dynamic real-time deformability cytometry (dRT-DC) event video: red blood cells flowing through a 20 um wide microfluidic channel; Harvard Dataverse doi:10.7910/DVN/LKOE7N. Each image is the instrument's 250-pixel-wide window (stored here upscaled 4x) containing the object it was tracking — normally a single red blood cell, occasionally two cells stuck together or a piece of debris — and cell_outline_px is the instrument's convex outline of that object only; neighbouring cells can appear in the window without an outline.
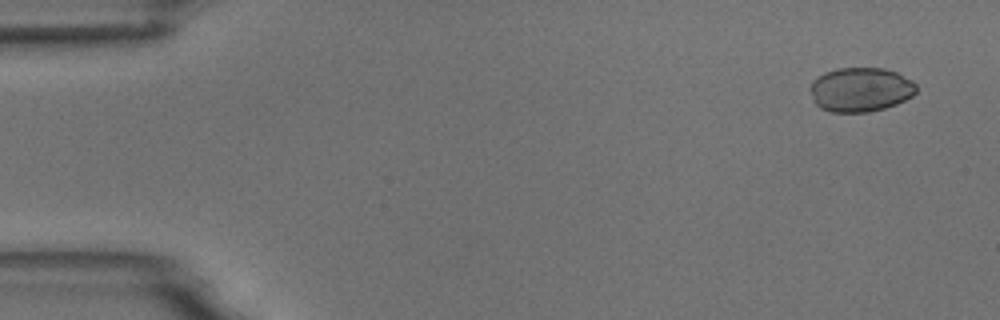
{"species": "common noctule bat (a hibernating species)", "species_latin": "Nyctalus noctula", "temperature_condition": "room temperature", "stored_images_in_passage": 4, "camera_frame_rate_fps": 3000, "um_per_image_px": 0.085, "animal": {"sex": "male", "body_mass_g": 18.8}, "frame": {"image": 1, "passage_image": 1, "time_ms": 0.0, "image_size_px": [1000, 320], "cell_outline_px": [[916, 92], [912, 96], [896, 104], [884, 108], [868, 112], [832, 112], [820, 108], [816, 104], [808, 88], [812, 80], [816, 76], [824, 72], [836, 68], [884, 68], [896, 72], [912, 80], [916, 84]], "centroid_in_image_um": [73.11, 7.6], "position_along_channel_um": 11.9, "area_um2": 27.63}}
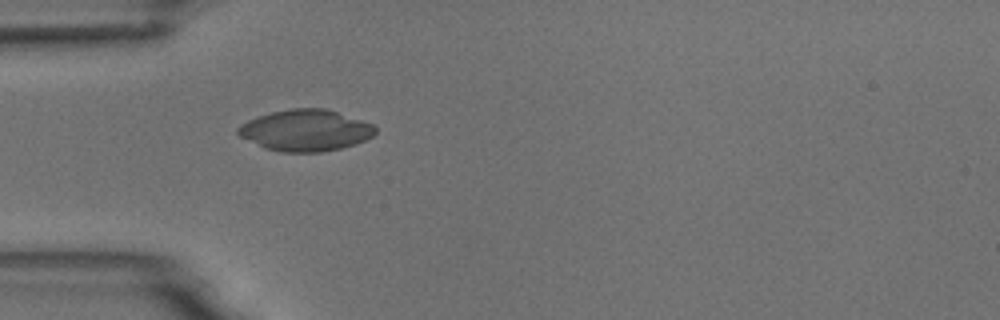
{"frame": {"image": 2, "passage_image": 4, "time_ms": 4.333, "image_size_px": [1000, 320], "cell_outline_px": [[376, 132], [372, 136], [356, 144], [340, 148], [320, 152], [280, 152], [264, 148], [240, 136], [236, 132], [236, 128], [240, 124], [248, 120], [272, 112], [292, 108], [324, 108], [372, 124], [376, 128]], "centroid_in_image_um": [25.94, 11.09], "position_along_channel_um": 59.1, "area_um2": 32.83}}